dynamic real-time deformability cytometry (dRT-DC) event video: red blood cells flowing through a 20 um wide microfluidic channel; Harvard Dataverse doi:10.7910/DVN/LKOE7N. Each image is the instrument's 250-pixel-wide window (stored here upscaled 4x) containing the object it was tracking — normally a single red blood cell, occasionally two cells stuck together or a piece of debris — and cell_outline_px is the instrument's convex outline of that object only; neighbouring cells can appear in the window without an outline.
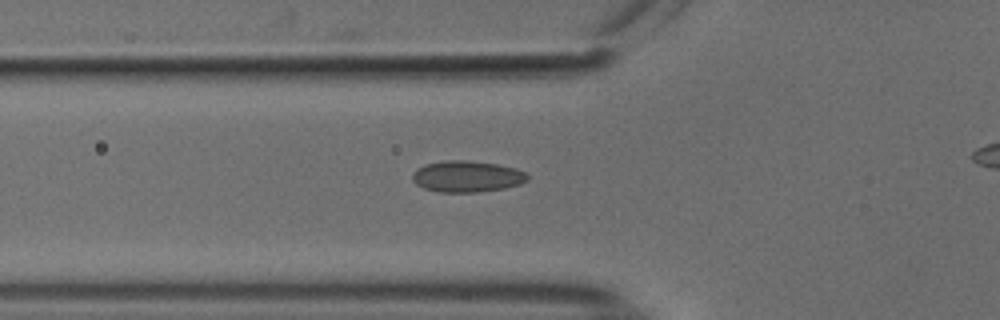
{"species": "common noctule bat (a hibernating species)", "species_latin": "Nyctalus noctula", "temperature_condition": "cold", "stored_images_in_passage": 32, "camera_frame_rate_fps": 3000, "um_per_image_px": 0.085, "animal": {"sex": "male", "body_mass_g": 18.8}, "frame": {"image": 1, "passage_image": 5, "time_ms": 1.333, "image_size_px": [1000, 320], "cell_outline_px": [[528, 180], [520, 184], [504, 188], [480, 192], [440, 192], [424, 188], [416, 184], [412, 180], [412, 172], [416, 168], [424, 164], [444, 160], [468, 160], [496, 164], [516, 168], [524, 172], [528, 176]], "centroid_in_image_um": [39.66, 14.99], "position_along_channel_um": 86.1, "area_um2": 21.15}}
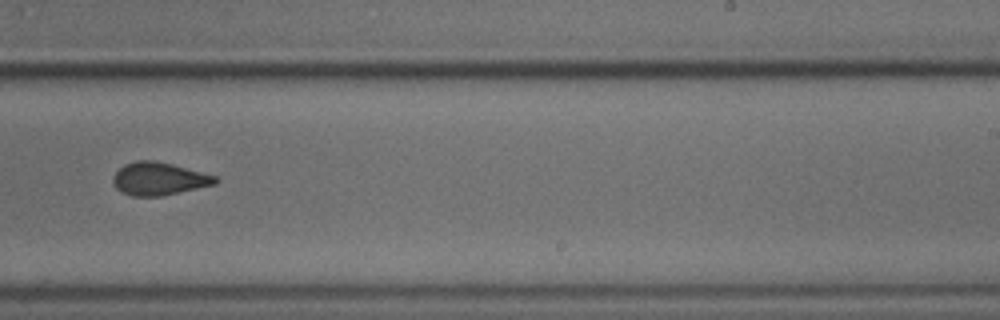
{"frame": {"image": 2, "passage_image": 20, "time_ms": 6.333, "image_size_px": [1000, 320], "cell_outline_px": [[216, 184], [160, 196], [132, 196], [120, 192], [116, 188], [112, 180], [112, 176], [124, 164], [136, 160], [152, 160], [172, 164], [216, 176]], "centroid_in_image_um": [13.45, 15.19], "position_along_channel_um": 275.5, "area_um2": 19.42}}
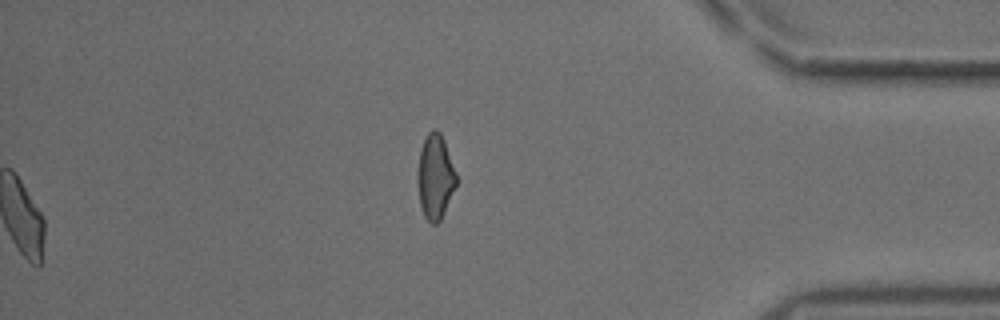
{"frame": {"image": 3, "passage_image": 32, "time_ms": 10.333, "image_size_px": [1000, 320], "cell_outline_px": [[456, 184], [444, 212], [440, 220], [436, 224], [432, 224], [424, 216], [420, 204], [416, 180], [420, 148], [428, 132], [432, 128], [436, 128], [440, 132], [444, 140], [456, 172]], "centroid_in_image_um": [36.97, 15.0], "position_along_channel_um": 398.2, "area_um2": 19.13}, "authors_computed_cell_mechanics": {"area_um2": 19.8254, "velocity_mm_per_s": 3.7688, "shape_relaxation_time_tau1_ms": 7.8708, "shape_relaxation_time_tau2_ms": 1.3453, "deformation_change_tau1": 0.1182, "deformation_change_tau2": 0.063}}